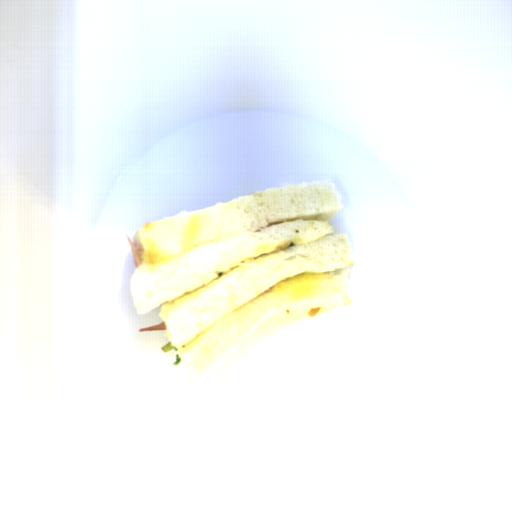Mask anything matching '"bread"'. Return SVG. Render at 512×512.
Here are the masks:
<instances>
[{
    "instance_id": "bread-1",
    "label": "bread",
    "mask_w": 512,
    "mask_h": 512,
    "mask_svg": "<svg viewBox=\"0 0 512 512\" xmlns=\"http://www.w3.org/2000/svg\"><path fill=\"white\" fill-rule=\"evenodd\" d=\"M342 198L330 179L303 181L163 215L135 232L142 264L129 295L140 315L161 305L163 336L190 380L296 321L354 302L350 237L329 224Z\"/></svg>"
}]
</instances>
